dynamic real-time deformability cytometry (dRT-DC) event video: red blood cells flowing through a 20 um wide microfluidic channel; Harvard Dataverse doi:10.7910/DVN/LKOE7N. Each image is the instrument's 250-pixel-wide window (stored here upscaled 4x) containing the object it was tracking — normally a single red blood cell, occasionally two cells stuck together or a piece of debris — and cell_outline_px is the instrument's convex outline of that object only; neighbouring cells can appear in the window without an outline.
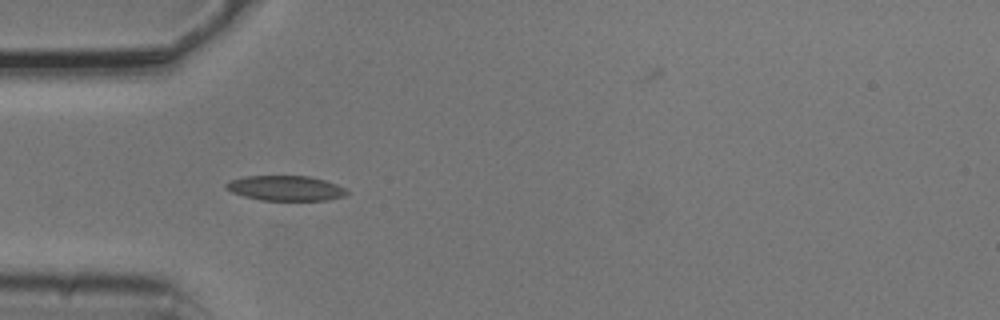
{"species": "common noctule bat (a hibernating species)", "species_latin": "Nyctalus noctula", "temperature_condition": "cold", "stored_images_in_passage": 5, "camera_frame_rate_fps": 3000, "um_per_image_px": 0.085, "animal": {"sex": "male", "body_mass_g": 20.5, "forearm_length_mm": 52.5}, "frame": {"image": 1, "passage_image": 4, "time_ms": 1.0, "image_size_px": [1000, 320], "cell_outline_px": [[348, 192], [344, 196], [328, 200], [260, 200], [244, 196], [232, 192], [224, 188], [224, 184], [228, 180], [244, 176], [308, 176], [324, 180], [348, 188]], "centroid_in_image_um": [24.25, 15.99], "position_along_channel_um": 60.7, "area_um2": 17.74}}
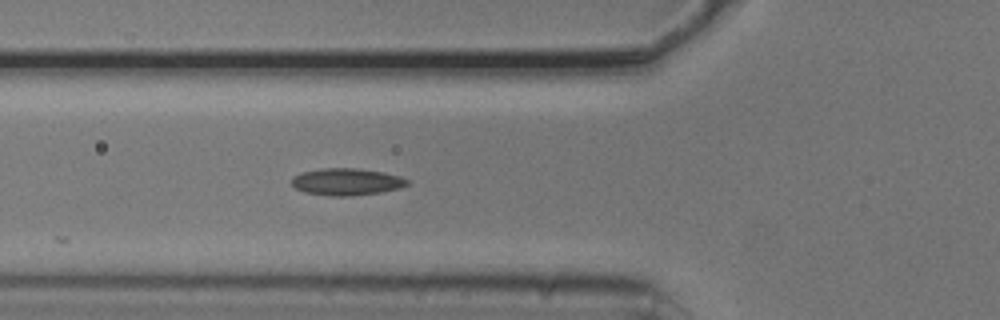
{"frame": {"image": 2, "passage_image": 5, "time_ms": 1.333, "image_size_px": [1000, 320], "cell_outline_px": [[408, 184], [400, 188], [380, 192], [352, 196], [332, 196], [304, 192], [296, 188], [292, 184], [292, 176], [300, 172], [320, 168], [356, 168], [384, 172], [400, 176], [408, 180]], "centroid_in_image_um": [29.44, 15.44], "position_along_channel_um": 96.4, "area_um2": 18.26}}